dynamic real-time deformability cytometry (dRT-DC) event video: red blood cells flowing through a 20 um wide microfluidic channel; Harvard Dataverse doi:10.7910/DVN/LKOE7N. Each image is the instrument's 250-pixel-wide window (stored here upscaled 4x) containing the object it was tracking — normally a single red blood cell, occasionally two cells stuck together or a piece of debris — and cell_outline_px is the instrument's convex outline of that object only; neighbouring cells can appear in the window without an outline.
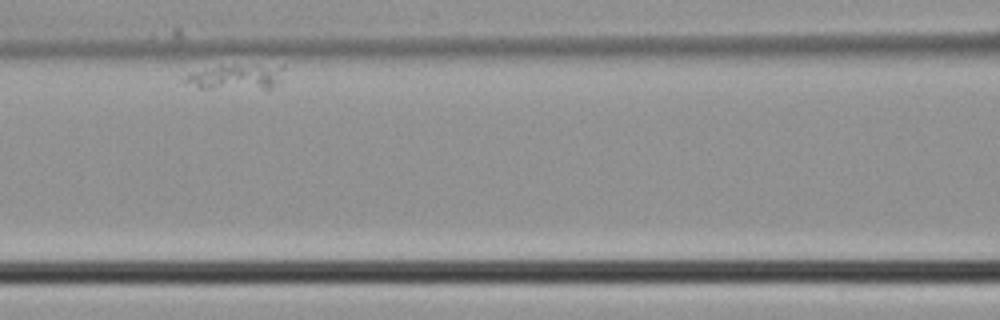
{"species": "common noctule bat (a hibernating species)", "species_latin": "Nyctalus noctula", "temperature_condition": "cold", "stored_images_in_passage": 4, "camera_frame_rate_fps": 3000, "um_per_image_px": 0.085, "animal": {"sex": "male", "body_mass_g": 21.5, "forearm_length_mm": 52.0}, "frame": {"image": 1, "passage_image": 3, "time_ms": 0.667, "image_size_px": [1000, 320], "cell_outline_px": [[284, 68], [280, 80], [268, 88], [196, 88], [184, 80], [192, 72], [220, 64], [284, 64]], "centroid_in_image_um": [20.12, 6.48], "position_along_channel_um": 146.5, "area_um2": 14.74}}
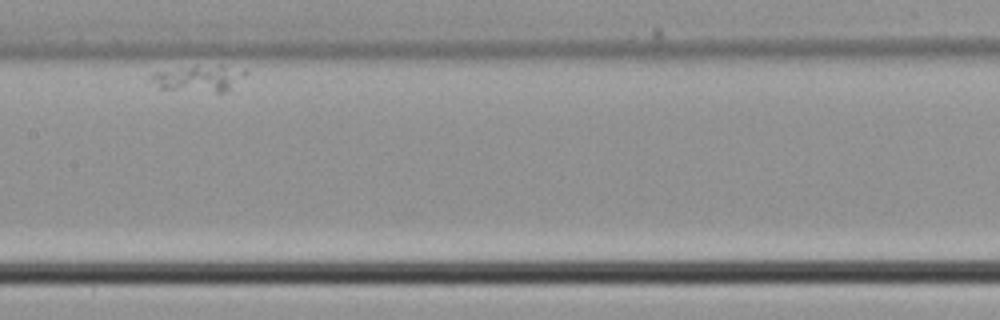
{"frame": {"image": 2, "passage_image": 4, "time_ms": 1.0, "image_size_px": [1000, 320], "cell_outline_px": [[248, 72], [228, 92], [216, 92], [160, 88], [144, 80], [152, 72], [188, 68], [244, 68]], "centroid_in_image_um": [16.82, 6.72], "position_along_channel_um": 190.6, "area_um2": 13.81}}